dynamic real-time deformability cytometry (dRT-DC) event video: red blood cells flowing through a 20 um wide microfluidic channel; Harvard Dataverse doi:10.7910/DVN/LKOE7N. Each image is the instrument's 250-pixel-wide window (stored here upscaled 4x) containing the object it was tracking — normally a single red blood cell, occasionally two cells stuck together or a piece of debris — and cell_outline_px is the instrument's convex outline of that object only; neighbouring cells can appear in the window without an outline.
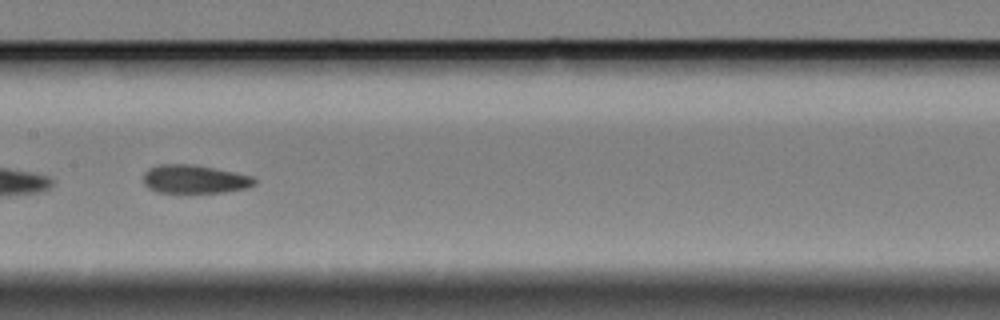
{"species": "Egyptian fruit bat (a non-hibernating species)", "species_latin": "Rousettus aegyptiacus", "temperature_condition": "cold", "stored_images_in_passage": 48, "camera_frame_rate_fps": 3000, "um_per_image_px": 0.085, "animal": {"sex": "female"}, "frame": {"image": 1, "passage_image": 17, "time_ms": 5.333, "image_size_px": [1000, 320], "cell_outline_px": [[256, 184], [248, 188], [224, 192], [176, 196], [156, 192], [148, 188], [144, 184], [144, 172], [148, 168], [160, 164], [192, 164], [236, 172], [252, 176], [256, 180]], "centroid_in_image_um": [16.5, 15.28], "position_along_channel_um": 190.9, "area_um2": 19.48}}
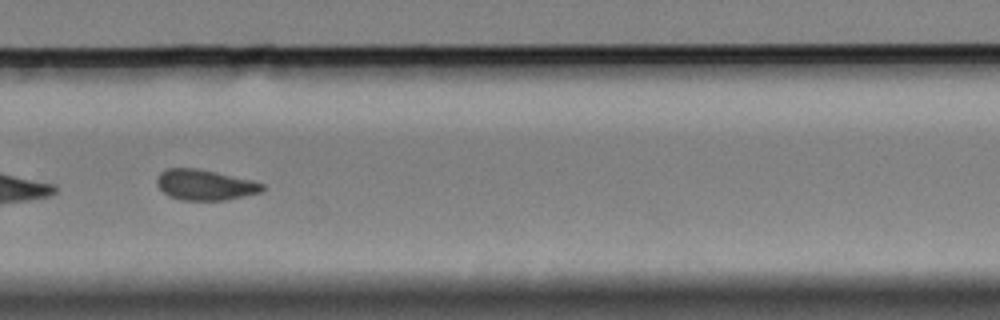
{"frame": {"image": 2, "passage_image": 28, "time_ms": 9.0, "image_size_px": [1000, 320], "cell_outline_px": [[264, 188], [260, 192], [228, 200], [180, 200], [168, 196], [156, 184], [156, 180], [160, 172], [168, 168], [196, 168], [216, 172], [252, 180], [264, 184]], "centroid_in_image_um": [17.4, 15.72], "position_along_channel_um": 312.4, "area_um2": 18.79}}
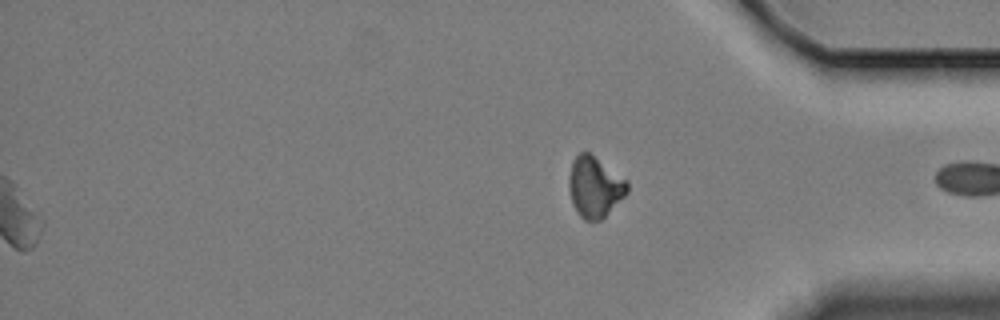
{"frame": {"image": 3, "passage_image": 48, "time_ms": 15.667, "image_size_px": [1000, 320], "cell_outline_px": [[628, 192], [600, 220], [584, 220], [580, 216], [572, 204], [568, 188], [568, 176], [572, 160], [580, 152], [588, 152], [628, 180]], "centroid_in_image_um": [50.53, 15.87], "position_along_channel_um": 384.7, "area_um2": 20.58}, "authors_computed_cell_mechanics": {"area_um2": 19.1607, "velocity_mm_per_s": 3.3312, "shape_relaxation_time_tau1_ms": null, "shape_relaxation_time_tau2_ms": 2.646, "deformation_change_tau1": null, "deformation_change_tau2": 0.069}}